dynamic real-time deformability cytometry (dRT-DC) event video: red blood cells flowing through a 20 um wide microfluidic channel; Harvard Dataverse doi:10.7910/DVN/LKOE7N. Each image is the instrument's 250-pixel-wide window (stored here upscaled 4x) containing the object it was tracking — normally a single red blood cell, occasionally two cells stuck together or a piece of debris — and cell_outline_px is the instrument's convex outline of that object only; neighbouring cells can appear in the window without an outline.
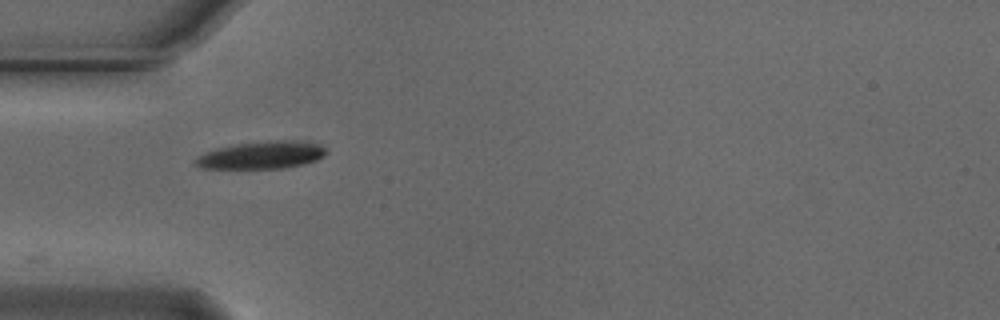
{"species": "Egyptian fruit bat (a non-hibernating species)", "species_latin": "Rousettus aegyptiacus", "temperature_condition": "cold", "stored_images_in_passage": 10, "camera_frame_rate_fps": 3000, "um_per_image_px": 0.085, "animal": {"sex": "male"}, "frame": {"image": 1, "passage_image": 1, "time_ms": 0.0, "image_size_px": [1000, 320], "cell_outline_px": [[324, 156], [316, 160], [300, 164], [280, 168], [200, 168], [192, 160], [196, 156], [220, 148], [236, 144], [268, 140], [296, 140], [320, 144], [324, 148]], "centroid_in_image_um": [22.22, 13.17], "position_along_channel_um": 62.8, "area_um2": 20.63}}
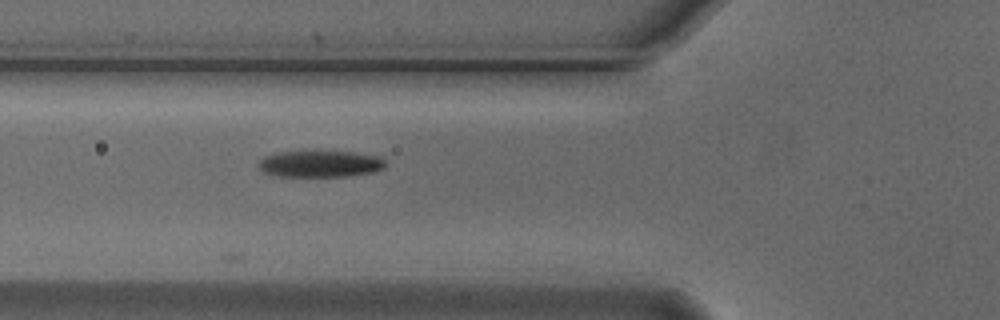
{"frame": {"image": 2, "passage_image": 4, "time_ms": 1.0, "image_size_px": [1000, 320], "cell_outline_px": [[384, 168], [372, 172], [344, 176], [276, 176], [264, 172], [256, 164], [264, 156], [280, 152], [352, 152], [380, 156], [384, 160]], "centroid_in_image_um": [27.19, 13.93], "position_along_channel_um": 98.6, "area_um2": 19.36}}
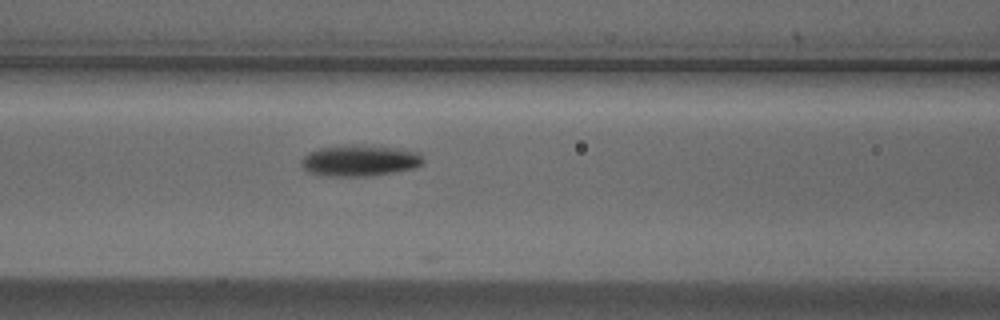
{"frame": {"image": 3, "passage_image": 7, "time_ms": 2.0, "image_size_px": [1000, 320], "cell_outline_px": [[424, 164], [416, 168], [396, 172], [368, 176], [324, 176], [308, 172], [300, 164], [300, 160], [308, 152], [320, 148], [388, 148], [420, 152], [424, 160]], "centroid_in_image_um": [30.59, 13.72], "position_along_channel_um": 136.0, "area_um2": 21.21}}